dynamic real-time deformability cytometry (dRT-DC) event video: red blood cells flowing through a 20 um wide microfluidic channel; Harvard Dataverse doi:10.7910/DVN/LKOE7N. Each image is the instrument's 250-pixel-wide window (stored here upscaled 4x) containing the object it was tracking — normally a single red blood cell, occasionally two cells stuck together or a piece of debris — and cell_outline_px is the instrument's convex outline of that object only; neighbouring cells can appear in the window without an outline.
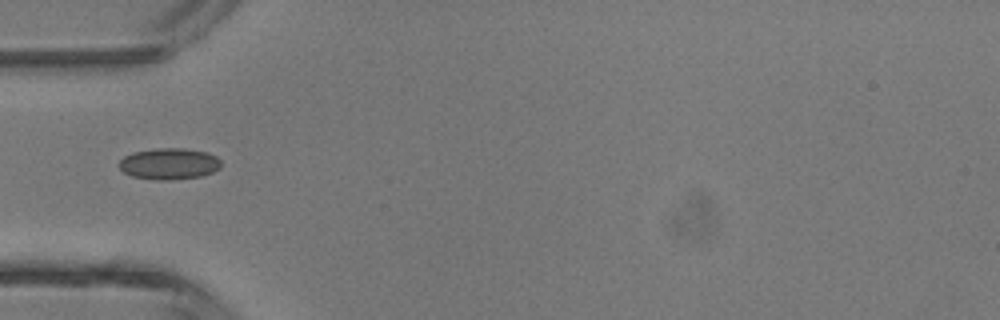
{"species": "common noctule bat (a hibernating species)", "species_latin": "Nyctalus noctula", "temperature_condition": "room temperature", "stored_images_in_passage": 1, "camera_frame_rate_fps": 3000, "um_per_image_px": 0.085, "animal": {"sex": "male", "body_mass_g": 13.3}, "frame": {"image": 1, "passage_image": 1, "time_ms": 0.0, "image_size_px": [1000, 320], "cell_outline_px": [[220, 168], [212, 172], [200, 176], [168, 180], [156, 180], [132, 176], [124, 172], [120, 168], [120, 160], [124, 156], [132, 152], [156, 148], [184, 148], [208, 152], [216, 156], [220, 160]], "centroid_in_image_um": [14.38, 13.91], "position_along_channel_um": 70.6, "area_um2": 18.61}}